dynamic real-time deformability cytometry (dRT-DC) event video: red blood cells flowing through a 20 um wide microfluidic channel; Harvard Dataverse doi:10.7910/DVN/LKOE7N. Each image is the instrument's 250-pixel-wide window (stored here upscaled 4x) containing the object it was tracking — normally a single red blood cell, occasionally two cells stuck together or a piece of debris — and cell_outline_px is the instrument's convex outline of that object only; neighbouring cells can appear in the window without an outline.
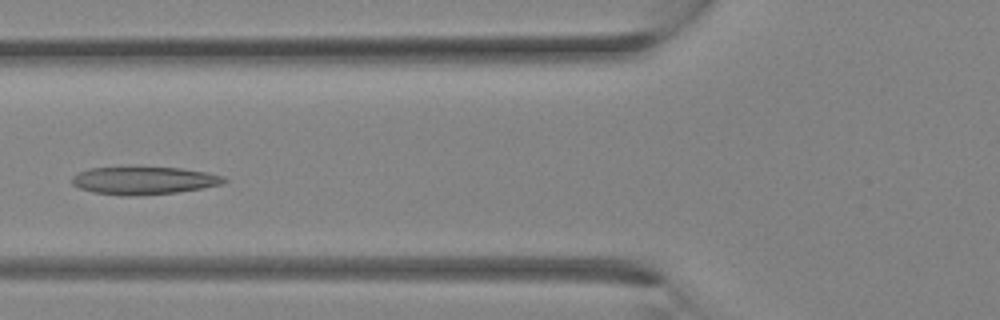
{"species": "Egyptian fruit bat (a non-hibernating species)", "species_latin": "Rousettus aegyptiacus", "temperature_condition": "room temperature", "stored_images_in_passage": 21, "camera_frame_rate_fps": 3000, "um_per_image_px": 0.085, "animal": {"sex": "female"}, "frame": {"image": 1, "passage_image": 12, "time_ms": 3.667, "image_size_px": [1000, 320], "cell_outline_px": [[228, 180], [220, 184], [200, 188], [176, 192], [136, 196], [120, 196], [92, 192], [80, 188], [72, 184], [72, 176], [80, 172], [92, 168], [180, 168], [208, 172], [224, 176]], "centroid_in_image_um": [12.22, 15.36], "position_along_channel_um": 113.6, "area_um2": 24.28}}
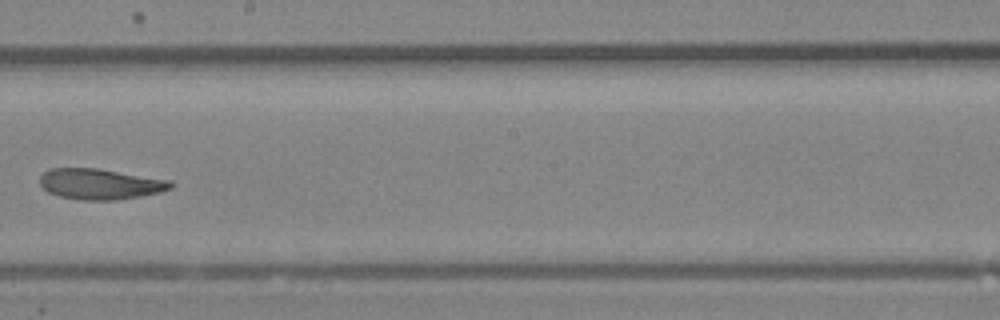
{"frame": {"image": 2, "passage_image": 18, "time_ms": 5.667, "image_size_px": [1000, 320], "cell_outline_px": [[176, 184], [172, 188], [160, 192], [140, 196], [112, 200], [80, 200], [60, 196], [48, 192], [40, 184], [40, 176], [48, 168], [96, 168], [172, 180]], "centroid_in_image_um": [8.54, 15.63], "position_along_channel_um": 239.7, "area_um2": 23.47}}
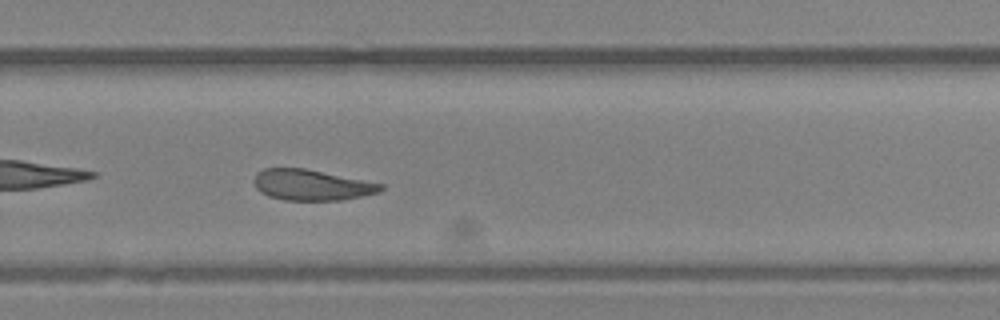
{"frame": {"image": 3, "passage_image": 21, "time_ms": 6.667, "image_size_px": [1000, 320], "cell_outline_px": [[384, 188], [380, 192], [340, 200], [284, 200], [268, 196], [260, 192], [256, 188], [252, 180], [256, 172], [264, 168], [304, 168], [384, 184]], "centroid_in_image_um": [26.44, 15.72], "position_along_channel_um": 303.4, "area_um2": 22.77}}